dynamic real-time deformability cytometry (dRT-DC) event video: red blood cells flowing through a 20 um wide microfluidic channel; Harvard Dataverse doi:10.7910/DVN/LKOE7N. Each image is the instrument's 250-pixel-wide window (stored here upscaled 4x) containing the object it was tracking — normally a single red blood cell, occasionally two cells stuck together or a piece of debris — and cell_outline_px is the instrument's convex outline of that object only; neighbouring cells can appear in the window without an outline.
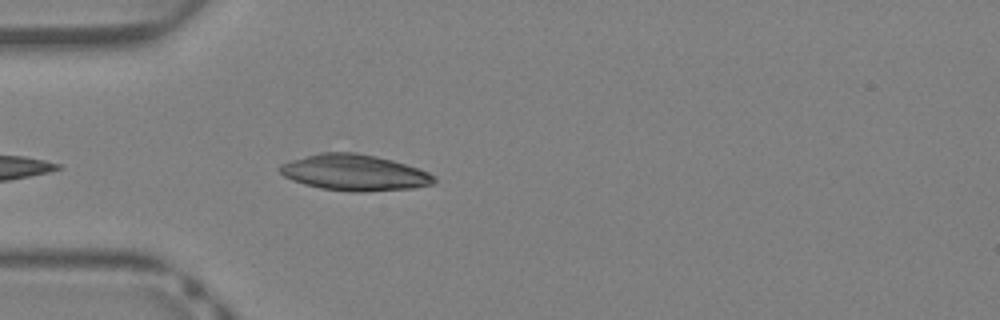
{"species": "Egyptian fruit bat (a non-hibernating species)", "species_latin": "Rousettus aegyptiacus", "temperature_condition": "warm", "stored_images_in_passage": 30, "camera_frame_rate_fps": 3000, "um_per_image_px": 0.085, "animal": {"sex": "female"}, "frame": {"image": 1, "passage_image": 3, "time_ms": 0.667, "image_size_px": [1000, 320], "cell_outline_px": [[436, 184], [412, 188], [360, 192], [352, 192], [320, 188], [304, 184], [292, 180], [284, 176], [276, 168], [280, 164], [292, 160], [320, 152], [356, 152], [376, 156], [392, 160], [428, 172], [436, 176]], "centroid_in_image_um": [30.12, 14.67], "position_along_channel_um": 54.9, "area_um2": 32.48}}
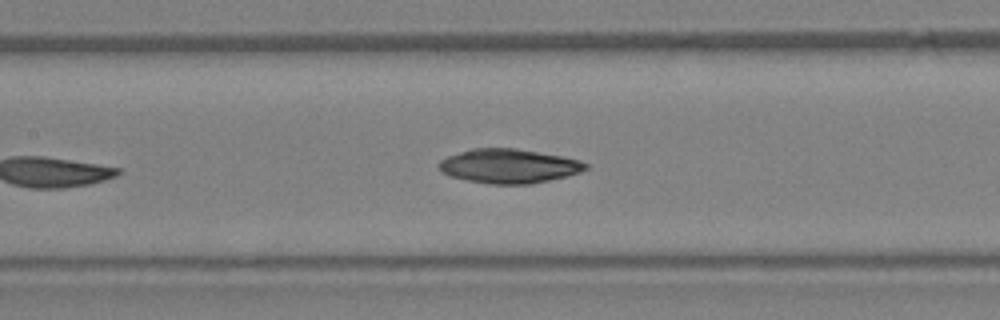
{"frame": {"image": 2, "passage_image": 10, "time_ms": 3.0, "image_size_px": [1000, 320], "cell_outline_px": [[588, 168], [580, 172], [548, 180], [528, 184], [488, 184], [468, 180], [452, 176], [440, 172], [436, 164], [440, 160], [448, 156], [472, 148], [516, 148], [564, 156], [580, 160], [588, 164]], "centroid_in_image_um": [43.23, 14.1], "position_along_channel_um": 164.2, "area_um2": 29.25}}
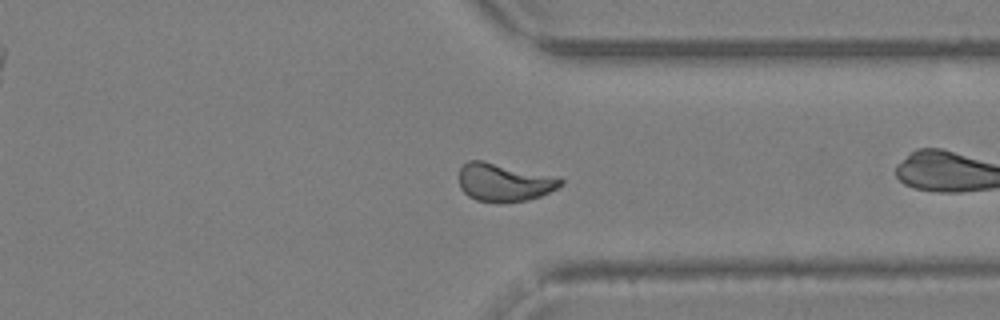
{"frame": {"image": 3, "passage_image": 20, "time_ms": 6.333, "image_size_px": [1000, 320], "cell_outline_px": [[564, 184], [540, 196], [528, 200], [476, 200], [468, 196], [460, 188], [460, 168], [468, 160], [484, 160], [560, 176], [564, 180]], "centroid_in_image_um": [42.9, 15.44], "position_along_channel_um": 368.5, "area_um2": 22.43}}